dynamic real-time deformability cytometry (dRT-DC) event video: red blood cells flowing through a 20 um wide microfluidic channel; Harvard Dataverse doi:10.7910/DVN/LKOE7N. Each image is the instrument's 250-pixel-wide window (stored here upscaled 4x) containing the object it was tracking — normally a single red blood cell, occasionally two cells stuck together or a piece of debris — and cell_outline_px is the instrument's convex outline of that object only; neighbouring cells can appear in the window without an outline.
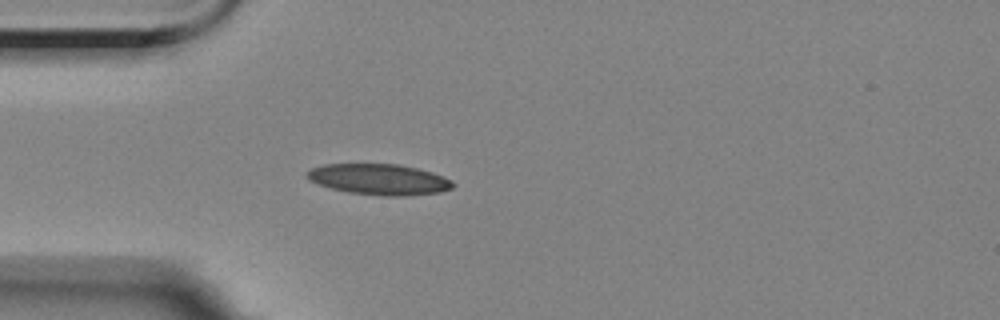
{"species": "Egyptian fruit bat (a non-hibernating species)", "species_latin": "Rousettus aegyptiacus", "temperature_condition": "room temperature", "stored_images_in_passage": 2, "camera_frame_rate_fps": 3000, "um_per_image_px": 0.085, "animal": {"sex": "female"}, "frame": {"image": 1, "passage_image": 2, "time_ms": 1.333, "image_size_px": [1000, 320], "cell_outline_px": [[456, 184], [452, 188], [440, 192], [404, 196], [384, 196], [348, 192], [332, 188], [308, 180], [304, 176], [304, 172], [312, 168], [324, 164], [400, 164], [432, 172], [444, 176], [452, 180]], "centroid_in_image_um": [32.23, 15.24], "position_along_channel_um": 52.8, "area_um2": 26.36}}